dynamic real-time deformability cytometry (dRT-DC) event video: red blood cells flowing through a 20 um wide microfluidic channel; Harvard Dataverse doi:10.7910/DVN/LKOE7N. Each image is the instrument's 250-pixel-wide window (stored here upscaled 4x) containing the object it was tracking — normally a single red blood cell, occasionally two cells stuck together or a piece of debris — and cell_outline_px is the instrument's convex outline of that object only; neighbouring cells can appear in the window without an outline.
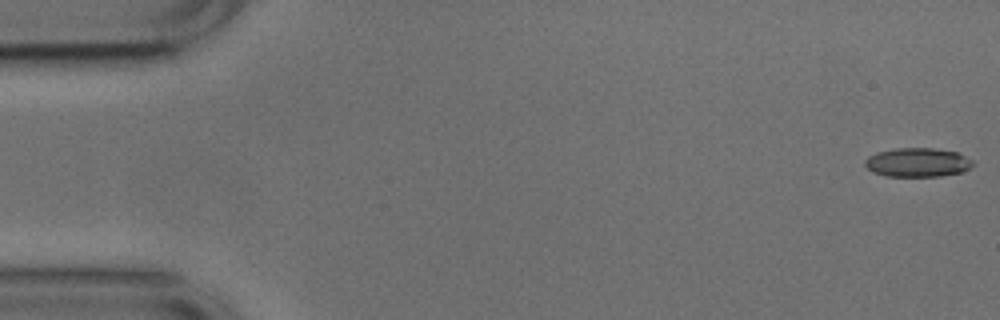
{"species": "common noctule bat (a hibernating species)", "species_latin": "Nyctalus noctula", "temperature_condition": "cold", "stored_images_in_passage": 10, "camera_frame_rate_fps": 3000, "um_per_image_px": 0.085, "animal": {"sex": "male", "body_mass_g": 17.9, "forearm_length_mm": 54.2}, "frame": {"image": 1, "passage_image": 1, "time_ms": 0.0, "image_size_px": [1000, 320], "cell_outline_px": [[976, 164], [972, 168], [960, 172], [940, 176], [888, 176], [872, 172], [864, 164], [864, 160], [868, 156], [876, 152], [896, 148], [936, 148], [956, 152], [972, 160]], "centroid_in_image_um": [77.99, 13.8], "position_along_channel_um": 7.0, "area_um2": 18.32}}